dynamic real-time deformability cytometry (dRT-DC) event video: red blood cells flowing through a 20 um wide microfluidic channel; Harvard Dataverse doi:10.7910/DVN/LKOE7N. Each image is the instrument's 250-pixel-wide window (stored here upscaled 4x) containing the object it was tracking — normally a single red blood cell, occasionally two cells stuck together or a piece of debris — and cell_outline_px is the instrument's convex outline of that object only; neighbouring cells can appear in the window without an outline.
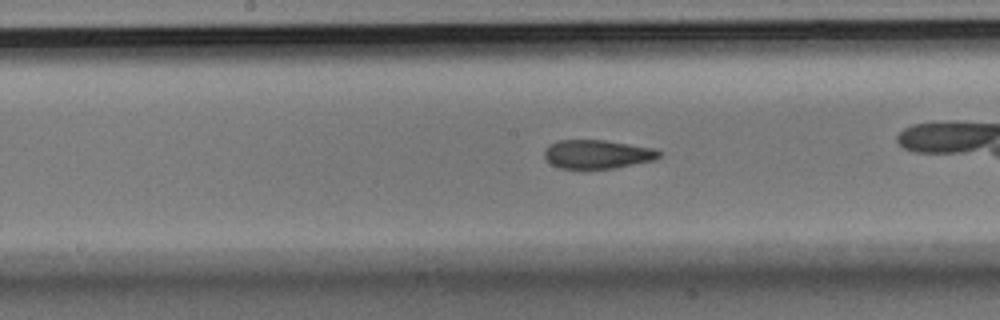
{"species": "Egyptian fruit bat (a non-hibernating species)", "species_latin": "Rousettus aegyptiacus", "temperature_condition": "room temperature", "stored_images_in_passage": 38, "camera_frame_rate_fps": 3000, "um_per_image_px": 0.085, "animal": {"sex": "male"}, "frame": {"image": 1, "passage_image": 22, "time_ms": 7.0, "image_size_px": [1000, 320], "cell_outline_px": [[660, 156], [656, 160], [616, 168], [560, 168], [552, 164], [544, 156], [544, 152], [548, 144], [560, 140], [604, 140], [656, 148], [660, 152]], "centroid_in_image_um": [50.81, 13.1], "position_along_channel_um": 197.4, "area_um2": 19.25}}